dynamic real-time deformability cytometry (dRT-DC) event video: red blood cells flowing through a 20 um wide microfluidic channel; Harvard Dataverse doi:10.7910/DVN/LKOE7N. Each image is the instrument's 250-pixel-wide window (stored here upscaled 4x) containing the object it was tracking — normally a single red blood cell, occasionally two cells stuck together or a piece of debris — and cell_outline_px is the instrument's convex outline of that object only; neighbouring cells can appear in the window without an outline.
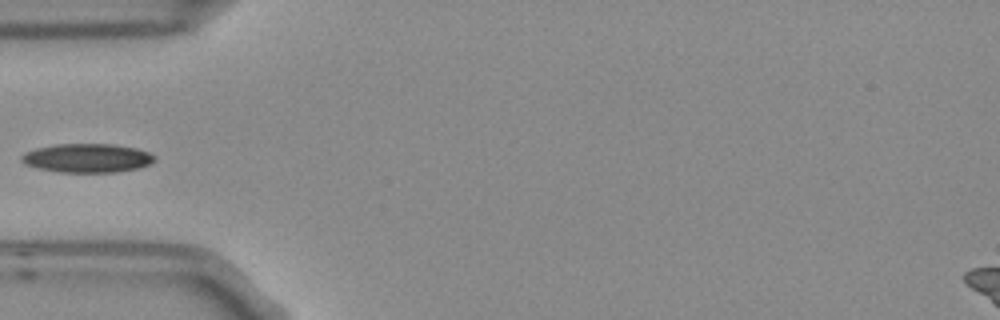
{"species": "Egyptian fruit bat (a non-hibernating species)", "species_latin": "Rousettus aegyptiacus", "temperature_condition": "room temperature", "stored_images_in_passage": 7, "camera_frame_rate_fps": 3000, "um_per_image_px": 0.085, "frame": {"image": 1, "passage_image": 6, "time_ms": 1.667, "image_size_px": [1000, 320], "cell_outline_px": [[156, 160], [140, 168], [116, 172], [60, 172], [40, 168], [24, 164], [20, 160], [20, 156], [24, 152], [36, 148], [56, 144], [112, 144], [136, 148], [148, 152], [156, 156]], "centroid_in_image_um": [7.41, 13.43], "position_along_channel_um": 77.6, "area_um2": 22.43}}